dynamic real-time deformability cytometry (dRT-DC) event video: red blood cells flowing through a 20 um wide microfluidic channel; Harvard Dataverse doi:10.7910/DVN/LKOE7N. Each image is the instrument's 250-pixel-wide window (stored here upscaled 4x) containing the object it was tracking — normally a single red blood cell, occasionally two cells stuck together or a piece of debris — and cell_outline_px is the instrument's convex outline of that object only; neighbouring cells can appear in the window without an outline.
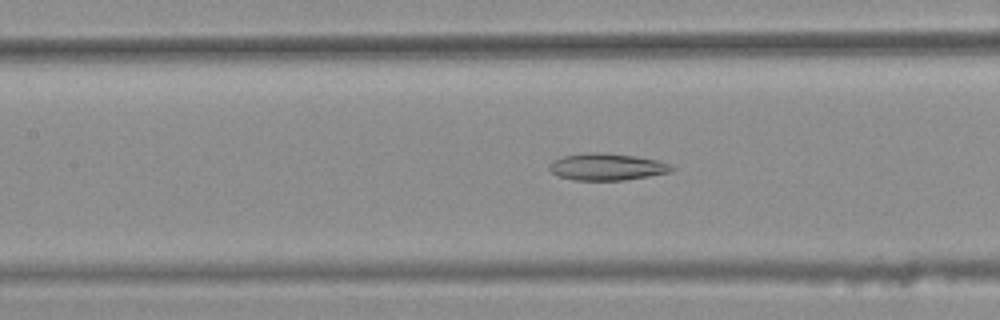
{"species": "common noctule bat (a hibernating species)", "species_latin": "Nyctalus noctula", "temperature_condition": "warm", "stored_images_in_passage": 47, "camera_frame_rate_fps": 3000, "um_per_image_px": 0.085, "animal": {"sex": "female", "body_mass_g": 25.1}, "frame": {"image": 1, "passage_image": 24, "time_ms": 7.667, "image_size_px": [1000, 320], "cell_outline_px": [[676, 168], [672, 172], [624, 180], [572, 180], [556, 176], [548, 168], [548, 164], [552, 160], [564, 156], [588, 152], [600, 152], [636, 156], [656, 160], [668, 164]], "centroid_in_image_um": [51.54, 14.18], "position_along_channel_um": 155.9, "area_um2": 19.31}}
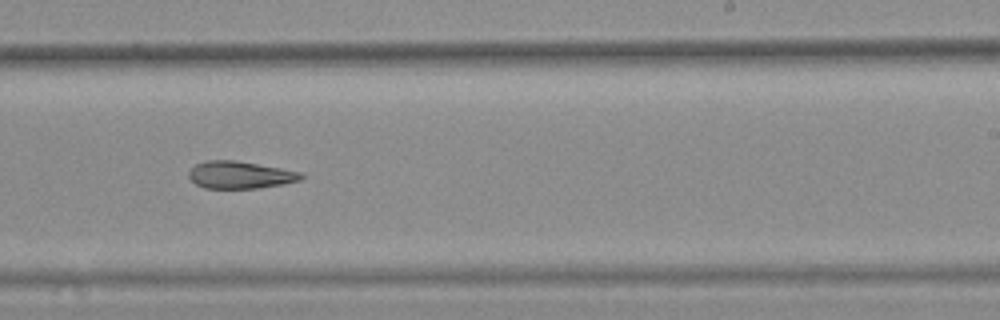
{"frame": {"image": 2, "passage_image": 33, "time_ms": 10.667, "image_size_px": [1000, 320], "cell_outline_px": [[304, 176], [300, 180], [284, 184], [256, 188], [204, 188], [196, 184], [188, 176], [188, 172], [196, 164], [204, 160], [236, 160], [280, 168], [300, 172]], "centroid_in_image_um": [20.38, 14.86], "position_along_channel_um": 268.6, "area_um2": 17.8}}
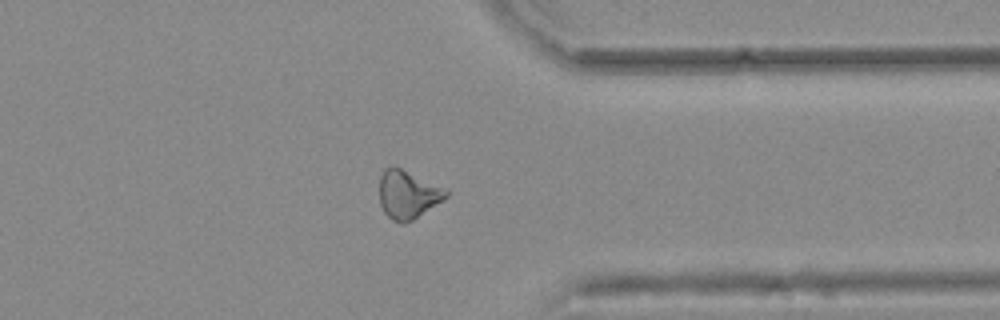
{"frame": {"image": 3, "passage_image": 42, "time_ms": 13.667, "image_size_px": [1000, 320], "cell_outline_px": [[448, 196], [412, 220], [400, 224], [392, 220], [384, 212], [380, 204], [380, 176], [384, 168], [392, 164], [448, 192]], "centroid_in_image_um": [34.57, 16.54], "position_along_channel_um": 376.8, "area_um2": 18.09}, "authors_computed_cell_mechanics": {"area_um2": 19.3052, "velocity_mm_per_s": 3.771, "shape_relaxation_time_tau1_ms": null, "shape_relaxation_time_tau2_ms": 6.8451, "deformation_change_tau1": null, "deformation_change_tau2": 0.1698}}